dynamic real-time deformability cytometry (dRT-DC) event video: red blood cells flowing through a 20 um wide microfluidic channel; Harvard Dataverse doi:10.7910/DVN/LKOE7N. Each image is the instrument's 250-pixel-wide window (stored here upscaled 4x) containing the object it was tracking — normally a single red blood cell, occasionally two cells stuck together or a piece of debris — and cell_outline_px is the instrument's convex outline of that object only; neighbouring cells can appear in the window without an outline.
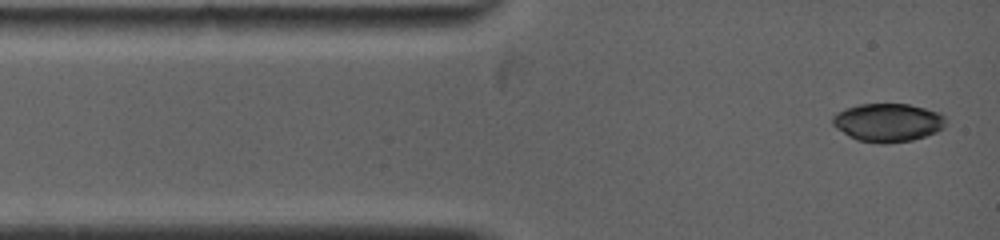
{"species": "common noctule bat (a hibernating species)", "species_latin": "Nyctalus noctula", "temperature_condition": "warm", "stored_images_in_passage": 56, "camera_frame_rate_fps": 5000, "um_per_image_px": 0.085, "animal": {"sex": "female", "body_mass_g": 19.0, "forearm_length_mm": 53.3}, "frame": {"image": 1, "passage_image": 1, "time_ms": 0.0, "image_size_px": [1000, 240], "cell_outline_px": [[948, 120], [944, 128], [936, 132], [912, 140], [884, 144], [880, 144], [856, 140], [848, 136], [836, 128], [832, 124], [832, 116], [836, 112], [844, 108], [860, 104], [908, 104], [924, 108], [936, 112], [944, 116]], "centroid_in_image_um": [75.44, 10.42], "position_along_channel_um": 9.6, "area_um2": 25.49}}
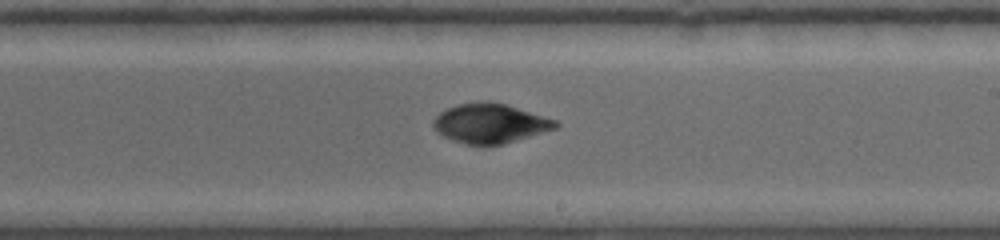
{"frame": {"image": 2, "passage_image": 33, "time_ms": 7.0, "image_size_px": [1000, 240], "cell_outline_px": [[560, 124], [556, 128], [544, 132], [504, 144], [464, 144], [444, 136], [436, 132], [432, 124], [432, 120], [440, 112], [448, 108], [460, 104], [476, 100], [484, 100], [504, 104], [556, 120]], "centroid_in_image_um": [41.63, 10.48], "position_along_channel_um": 247.4, "area_um2": 27.92}}
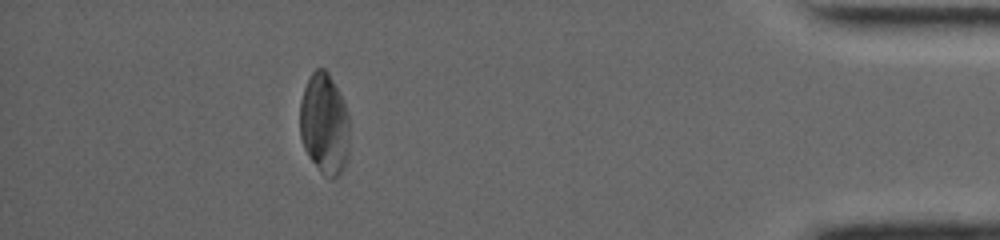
{"frame": {"image": 3, "passage_image": 56, "time_ms": 12.6, "image_size_px": [1000, 240], "cell_outline_px": [[348, 156], [344, 168], [332, 180], [328, 180], [320, 172], [308, 156], [304, 148], [300, 136], [300, 100], [304, 88], [312, 72], [316, 68], [324, 68], [328, 72], [348, 112]], "centroid_in_image_um": [27.56, 10.57], "position_along_channel_um": 407.6, "area_um2": 29.25}, "authors_computed_cell_mechanics": {"area_um2": 27.744, "velocity_mm_per_s": 3.9654, "shape_relaxation_time_tau1_ms": 4.9858, "shape_relaxation_time_tau2_ms": 7.1513, "deformation_change_tau1": 0.0946, "deformation_change_tau2": 0.0668}}